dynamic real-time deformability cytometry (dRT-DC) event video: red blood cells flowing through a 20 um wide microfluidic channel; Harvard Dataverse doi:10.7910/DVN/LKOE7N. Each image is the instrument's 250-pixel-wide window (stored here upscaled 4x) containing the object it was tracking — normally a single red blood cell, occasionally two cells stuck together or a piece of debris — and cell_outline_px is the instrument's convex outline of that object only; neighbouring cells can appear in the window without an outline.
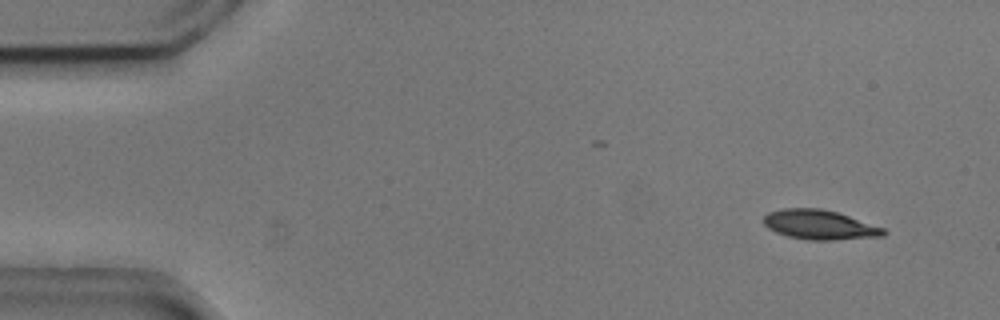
{"species": "common noctule bat (a hibernating species)", "species_latin": "Nyctalus noctula", "temperature_condition": "cold", "stored_images_in_passage": 5, "camera_frame_rate_fps": 3000, "um_per_image_px": 0.085, "animal": {"sex": "male", "body_mass_g": 20.5, "forearm_length_mm": 52.5}, "frame": {"image": 1, "passage_image": 2, "time_ms": 0.333, "image_size_px": [1000, 320], "cell_outline_px": [[888, 232], [884, 236], [832, 240], [808, 240], [788, 236], [776, 232], [768, 228], [764, 224], [764, 216], [768, 212], [784, 208], [820, 208], [836, 212], [884, 228]], "centroid_in_image_um": [69.66, 19.11], "position_along_channel_um": 15.3, "area_um2": 20.52}}